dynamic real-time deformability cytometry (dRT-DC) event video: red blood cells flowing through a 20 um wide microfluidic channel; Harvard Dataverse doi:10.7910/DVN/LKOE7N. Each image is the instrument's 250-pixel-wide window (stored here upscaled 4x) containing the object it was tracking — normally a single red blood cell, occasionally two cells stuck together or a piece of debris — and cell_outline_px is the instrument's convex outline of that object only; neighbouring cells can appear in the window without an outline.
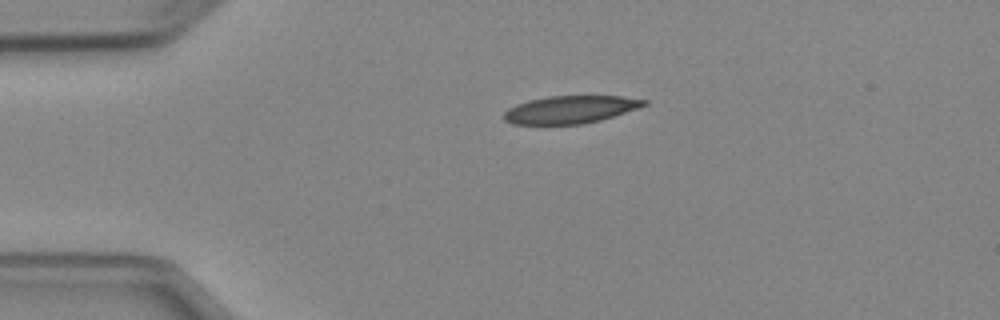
{"species": "Egyptian fruit bat (a non-hibernating species)", "species_latin": "Rousettus aegyptiacus", "temperature_condition": "cold", "stored_images_in_passage": 2, "camera_frame_rate_fps": 3000, "um_per_image_px": 0.085, "animal": {"sex": "female"}, "frame": {"image": 1, "passage_image": 1, "time_ms": 0.0, "image_size_px": [1000, 320], "cell_outline_px": [[648, 104], [640, 108], [600, 120], [584, 124], [512, 124], [504, 120], [504, 112], [508, 108], [516, 104], [528, 100], [548, 96], [620, 96], [648, 100]], "centroid_in_image_um": [48.49, 9.31], "position_along_channel_um": 36.5, "area_um2": 22.66}}